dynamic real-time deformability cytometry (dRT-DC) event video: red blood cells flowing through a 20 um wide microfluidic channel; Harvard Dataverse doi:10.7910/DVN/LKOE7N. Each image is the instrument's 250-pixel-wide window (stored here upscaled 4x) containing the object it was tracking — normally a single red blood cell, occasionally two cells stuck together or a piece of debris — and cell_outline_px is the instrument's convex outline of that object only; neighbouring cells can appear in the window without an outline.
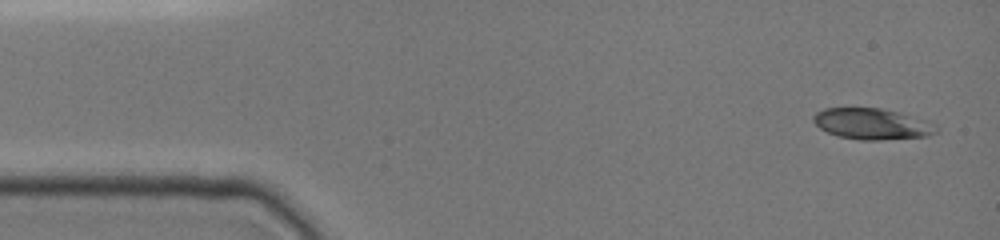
{"species": "common noctule bat (a hibernating species)", "species_latin": "Nyctalus noctula", "temperature_condition": "cold", "stored_images_in_passage": 5, "camera_frame_rate_fps": 3000, "um_per_image_px": 0.085, "animal": {"sex": "female", "body_mass_g": 19.0, "forearm_length_mm": 51.5}, "frame": {"image": 1, "passage_image": 1, "time_ms": 0.0, "image_size_px": [1000, 240], "cell_outline_px": [[936, 132], [928, 136], [880, 140], [860, 140], [836, 136], [820, 128], [812, 120], [812, 116], [816, 112], [824, 108], [880, 108], [928, 120], [936, 124]], "centroid_in_image_um": [74.11, 10.53], "position_along_channel_um": 10.9, "area_um2": 22.25}}
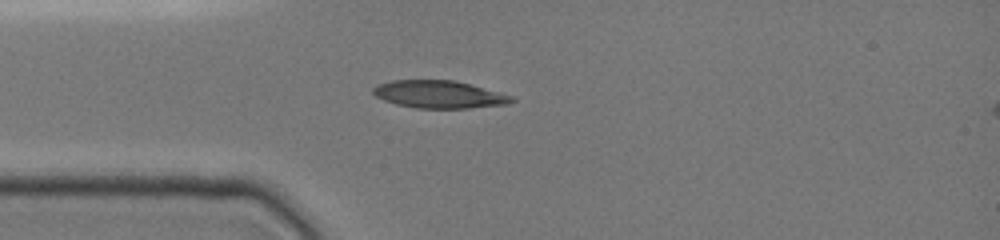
{"frame": {"image": 2, "passage_image": 5, "time_ms": 3.333, "image_size_px": [1000, 240], "cell_outline_px": [[516, 100], [508, 104], [468, 108], [416, 108], [396, 104], [384, 100], [376, 96], [372, 92], [372, 88], [376, 84], [392, 80], [456, 80], [512, 96]], "centroid_in_image_um": [37.29, 8.02], "position_along_channel_um": 47.7, "area_um2": 22.25}}